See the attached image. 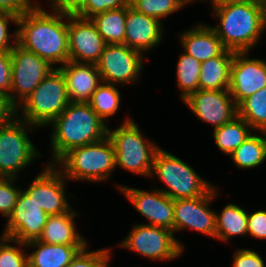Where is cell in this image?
I'll return each mask as SVG.
<instances>
[{
  "instance_id": "cell-28",
  "label": "cell",
  "mask_w": 266,
  "mask_h": 267,
  "mask_svg": "<svg viewBox=\"0 0 266 267\" xmlns=\"http://www.w3.org/2000/svg\"><path fill=\"white\" fill-rule=\"evenodd\" d=\"M90 19L106 44H124L126 7L101 12Z\"/></svg>"
},
{
  "instance_id": "cell-42",
  "label": "cell",
  "mask_w": 266,
  "mask_h": 267,
  "mask_svg": "<svg viewBox=\"0 0 266 267\" xmlns=\"http://www.w3.org/2000/svg\"><path fill=\"white\" fill-rule=\"evenodd\" d=\"M51 10L74 14L86 0H46Z\"/></svg>"
},
{
  "instance_id": "cell-5",
  "label": "cell",
  "mask_w": 266,
  "mask_h": 267,
  "mask_svg": "<svg viewBox=\"0 0 266 267\" xmlns=\"http://www.w3.org/2000/svg\"><path fill=\"white\" fill-rule=\"evenodd\" d=\"M69 103L64 75L55 68L16 107V116L38 129L48 127Z\"/></svg>"
},
{
  "instance_id": "cell-27",
  "label": "cell",
  "mask_w": 266,
  "mask_h": 267,
  "mask_svg": "<svg viewBox=\"0 0 266 267\" xmlns=\"http://www.w3.org/2000/svg\"><path fill=\"white\" fill-rule=\"evenodd\" d=\"M254 130L239 115L221 127L212 130L218 149L226 155L235 151Z\"/></svg>"
},
{
  "instance_id": "cell-30",
  "label": "cell",
  "mask_w": 266,
  "mask_h": 267,
  "mask_svg": "<svg viewBox=\"0 0 266 267\" xmlns=\"http://www.w3.org/2000/svg\"><path fill=\"white\" fill-rule=\"evenodd\" d=\"M238 115L254 131L266 132V86L238 105Z\"/></svg>"
},
{
  "instance_id": "cell-34",
  "label": "cell",
  "mask_w": 266,
  "mask_h": 267,
  "mask_svg": "<svg viewBox=\"0 0 266 267\" xmlns=\"http://www.w3.org/2000/svg\"><path fill=\"white\" fill-rule=\"evenodd\" d=\"M88 247L81 250L66 267H110L112 248L89 251Z\"/></svg>"
},
{
  "instance_id": "cell-39",
  "label": "cell",
  "mask_w": 266,
  "mask_h": 267,
  "mask_svg": "<svg viewBox=\"0 0 266 267\" xmlns=\"http://www.w3.org/2000/svg\"><path fill=\"white\" fill-rule=\"evenodd\" d=\"M232 257V267H266L264 259L255 250L240 248Z\"/></svg>"
},
{
  "instance_id": "cell-4",
  "label": "cell",
  "mask_w": 266,
  "mask_h": 267,
  "mask_svg": "<svg viewBox=\"0 0 266 267\" xmlns=\"http://www.w3.org/2000/svg\"><path fill=\"white\" fill-rule=\"evenodd\" d=\"M55 166L69 182H106L116 170L115 150L106 136L97 142L71 149Z\"/></svg>"
},
{
  "instance_id": "cell-29",
  "label": "cell",
  "mask_w": 266,
  "mask_h": 267,
  "mask_svg": "<svg viewBox=\"0 0 266 267\" xmlns=\"http://www.w3.org/2000/svg\"><path fill=\"white\" fill-rule=\"evenodd\" d=\"M177 87L180 89V100H185L190 94L199 90L201 62L182 52L176 66Z\"/></svg>"
},
{
  "instance_id": "cell-38",
  "label": "cell",
  "mask_w": 266,
  "mask_h": 267,
  "mask_svg": "<svg viewBox=\"0 0 266 267\" xmlns=\"http://www.w3.org/2000/svg\"><path fill=\"white\" fill-rule=\"evenodd\" d=\"M248 235L255 239L266 240V210L248 212Z\"/></svg>"
},
{
  "instance_id": "cell-13",
  "label": "cell",
  "mask_w": 266,
  "mask_h": 267,
  "mask_svg": "<svg viewBox=\"0 0 266 267\" xmlns=\"http://www.w3.org/2000/svg\"><path fill=\"white\" fill-rule=\"evenodd\" d=\"M67 179L55 165L46 164L33 182L22 189L48 215H60L73 207L67 198Z\"/></svg>"
},
{
  "instance_id": "cell-20",
  "label": "cell",
  "mask_w": 266,
  "mask_h": 267,
  "mask_svg": "<svg viewBox=\"0 0 266 267\" xmlns=\"http://www.w3.org/2000/svg\"><path fill=\"white\" fill-rule=\"evenodd\" d=\"M58 69L64 75L70 102L88 103L103 83L96 64L68 61Z\"/></svg>"
},
{
  "instance_id": "cell-44",
  "label": "cell",
  "mask_w": 266,
  "mask_h": 267,
  "mask_svg": "<svg viewBox=\"0 0 266 267\" xmlns=\"http://www.w3.org/2000/svg\"><path fill=\"white\" fill-rule=\"evenodd\" d=\"M246 2H263V0H216V6Z\"/></svg>"
},
{
  "instance_id": "cell-2",
  "label": "cell",
  "mask_w": 266,
  "mask_h": 267,
  "mask_svg": "<svg viewBox=\"0 0 266 267\" xmlns=\"http://www.w3.org/2000/svg\"><path fill=\"white\" fill-rule=\"evenodd\" d=\"M218 25L210 27L217 34L225 49L249 52L261 42L266 29L263 2H246L219 5L210 8ZM259 41V42H258Z\"/></svg>"
},
{
  "instance_id": "cell-18",
  "label": "cell",
  "mask_w": 266,
  "mask_h": 267,
  "mask_svg": "<svg viewBox=\"0 0 266 267\" xmlns=\"http://www.w3.org/2000/svg\"><path fill=\"white\" fill-rule=\"evenodd\" d=\"M248 53L235 52L232 59L229 91L237 105L266 86V60Z\"/></svg>"
},
{
  "instance_id": "cell-22",
  "label": "cell",
  "mask_w": 266,
  "mask_h": 267,
  "mask_svg": "<svg viewBox=\"0 0 266 267\" xmlns=\"http://www.w3.org/2000/svg\"><path fill=\"white\" fill-rule=\"evenodd\" d=\"M29 267H66L87 245L48 244L38 240L25 243ZM35 248V250L33 249Z\"/></svg>"
},
{
  "instance_id": "cell-8",
  "label": "cell",
  "mask_w": 266,
  "mask_h": 267,
  "mask_svg": "<svg viewBox=\"0 0 266 267\" xmlns=\"http://www.w3.org/2000/svg\"><path fill=\"white\" fill-rule=\"evenodd\" d=\"M37 129L17 116L0 128V177L18 179L24 168L43 156L28 135Z\"/></svg>"
},
{
  "instance_id": "cell-23",
  "label": "cell",
  "mask_w": 266,
  "mask_h": 267,
  "mask_svg": "<svg viewBox=\"0 0 266 267\" xmlns=\"http://www.w3.org/2000/svg\"><path fill=\"white\" fill-rule=\"evenodd\" d=\"M79 212L71 209L60 215L49 216L38 241L48 244L89 245L77 230L74 219Z\"/></svg>"
},
{
  "instance_id": "cell-33",
  "label": "cell",
  "mask_w": 266,
  "mask_h": 267,
  "mask_svg": "<svg viewBox=\"0 0 266 267\" xmlns=\"http://www.w3.org/2000/svg\"><path fill=\"white\" fill-rule=\"evenodd\" d=\"M24 247L23 242L0 236V267H29L28 253Z\"/></svg>"
},
{
  "instance_id": "cell-31",
  "label": "cell",
  "mask_w": 266,
  "mask_h": 267,
  "mask_svg": "<svg viewBox=\"0 0 266 267\" xmlns=\"http://www.w3.org/2000/svg\"><path fill=\"white\" fill-rule=\"evenodd\" d=\"M121 94L113 84L102 83L88 102L93 111L105 122L119 111Z\"/></svg>"
},
{
  "instance_id": "cell-35",
  "label": "cell",
  "mask_w": 266,
  "mask_h": 267,
  "mask_svg": "<svg viewBox=\"0 0 266 267\" xmlns=\"http://www.w3.org/2000/svg\"><path fill=\"white\" fill-rule=\"evenodd\" d=\"M16 181V178L0 177V213L5 218L11 215L22 190L15 184Z\"/></svg>"
},
{
  "instance_id": "cell-3",
  "label": "cell",
  "mask_w": 266,
  "mask_h": 267,
  "mask_svg": "<svg viewBox=\"0 0 266 267\" xmlns=\"http://www.w3.org/2000/svg\"><path fill=\"white\" fill-rule=\"evenodd\" d=\"M50 125V165H55L71 149L102 140L109 128L89 103L82 102H70Z\"/></svg>"
},
{
  "instance_id": "cell-12",
  "label": "cell",
  "mask_w": 266,
  "mask_h": 267,
  "mask_svg": "<svg viewBox=\"0 0 266 267\" xmlns=\"http://www.w3.org/2000/svg\"><path fill=\"white\" fill-rule=\"evenodd\" d=\"M219 189L214 186L203 196L174 200L173 233L191 229L215 239L216 212L211 204L218 197Z\"/></svg>"
},
{
  "instance_id": "cell-26",
  "label": "cell",
  "mask_w": 266,
  "mask_h": 267,
  "mask_svg": "<svg viewBox=\"0 0 266 267\" xmlns=\"http://www.w3.org/2000/svg\"><path fill=\"white\" fill-rule=\"evenodd\" d=\"M229 156L238 169L250 170L262 165L266 160V132L254 131Z\"/></svg>"
},
{
  "instance_id": "cell-7",
  "label": "cell",
  "mask_w": 266,
  "mask_h": 267,
  "mask_svg": "<svg viewBox=\"0 0 266 267\" xmlns=\"http://www.w3.org/2000/svg\"><path fill=\"white\" fill-rule=\"evenodd\" d=\"M159 178L167 189H158L172 200L197 198L214 185L202 178L187 162L160 148L154 158L151 178Z\"/></svg>"
},
{
  "instance_id": "cell-37",
  "label": "cell",
  "mask_w": 266,
  "mask_h": 267,
  "mask_svg": "<svg viewBox=\"0 0 266 267\" xmlns=\"http://www.w3.org/2000/svg\"><path fill=\"white\" fill-rule=\"evenodd\" d=\"M17 25L18 17L8 12H0V51L10 52L17 44V29L10 35L9 26Z\"/></svg>"
},
{
  "instance_id": "cell-15",
  "label": "cell",
  "mask_w": 266,
  "mask_h": 267,
  "mask_svg": "<svg viewBox=\"0 0 266 267\" xmlns=\"http://www.w3.org/2000/svg\"><path fill=\"white\" fill-rule=\"evenodd\" d=\"M48 217L41 207L21 190L1 236L23 243L38 240Z\"/></svg>"
},
{
  "instance_id": "cell-11",
  "label": "cell",
  "mask_w": 266,
  "mask_h": 267,
  "mask_svg": "<svg viewBox=\"0 0 266 267\" xmlns=\"http://www.w3.org/2000/svg\"><path fill=\"white\" fill-rule=\"evenodd\" d=\"M145 56L125 44H106L96 66L103 83L135 84L143 72Z\"/></svg>"
},
{
  "instance_id": "cell-45",
  "label": "cell",
  "mask_w": 266,
  "mask_h": 267,
  "mask_svg": "<svg viewBox=\"0 0 266 267\" xmlns=\"http://www.w3.org/2000/svg\"><path fill=\"white\" fill-rule=\"evenodd\" d=\"M197 1H199V0H179L180 4L183 7L185 5H188V4H191L192 2L194 3V2H197ZM200 1H204L205 3H206V1H207V3L210 1L209 3H210V7L211 8L214 7V6H216V0H200Z\"/></svg>"
},
{
  "instance_id": "cell-46",
  "label": "cell",
  "mask_w": 266,
  "mask_h": 267,
  "mask_svg": "<svg viewBox=\"0 0 266 267\" xmlns=\"http://www.w3.org/2000/svg\"><path fill=\"white\" fill-rule=\"evenodd\" d=\"M263 3H264L265 15H266V0H263Z\"/></svg>"
},
{
  "instance_id": "cell-36",
  "label": "cell",
  "mask_w": 266,
  "mask_h": 267,
  "mask_svg": "<svg viewBox=\"0 0 266 267\" xmlns=\"http://www.w3.org/2000/svg\"><path fill=\"white\" fill-rule=\"evenodd\" d=\"M129 5L130 0H86L74 14L83 18H91L98 13Z\"/></svg>"
},
{
  "instance_id": "cell-32",
  "label": "cell",
  "mask_w": 266,
  "mask_h": 267,
  "mask_svg": "<svg viewBox=\"0 0 266 267\" xmlns=\"http://www.w3.org/2000/svg\"><path fill=\"white\" fill-rule=\"evenodd\" d=\"M130 6L136 11L154 17L162 22V18L169 17L184 7L179 0H130Z\"/></svg>"
},
{
  "instance_id": "cell-19",
  "label": "cell",
  "mask_w": 266,
  "mask_h": 267,
  "mask_svg": "<svg viewBox=\"0 0 266 267\" xmlns=\"http://www.w3.org/2000/svg\"><path fill=\"white\" fill-rule=\"evenodd\" d=\"M163 25L158 19L126 6L124 44L145 55L163 41Z\"/></svg>"
},
{
  "instance_id": "cell-41",
  "label": "cell",
  "mask_w": 266,
  "mask_h": 267,
  "mask_svg": "<svg viewBox=\"0 0 266 267\" xmlns=\"http://www.w3.org/2000/svg\"><path fill=\"white\" fill-rule=\"evenodd\" d=\"M37 3L38 0H0V12H8L20 17Z\"/></svg>"
},
{
  "instance_id": "cell-40",
  "label": "cell",
  "mask_w": 266,
  "mask_h": 267,
  "mask_svg": "<svg viewBox=\"0 0 266 267\" xmlns=\"http://www.w3.org/2000/svg\"><path fill=\"white\" fill-rule=\"evenodd\" d=\"M12 79L10 52L0 51V94L9 97Z\"/></svg>"
},
{
  "instance_id": "cell-14",
  "label": "cell",
  "mask_w": 266,
  "mask_h": 267,
  "mask_svg": "<svg viewBox=\"0 0 266 267\" xmlns=\"http://www.w3.org/2000/svg\"><path fill=\"white\" fill-rule=\"evenodd\" d=\"M183 103L202 122L213 125V130L238 116V105L227 90H198Z\"/></svg>"
},
{
  "instance_id": "cell-6",
  "label": "cell",
  "mask_w": 266,
  "mask_h": 267,
  "mask_svg": "<svg viewBox=\"0 0 266 267\" xmlns=\"http://www.w3.org/2000/svg\"><path fill=\"white\" fill-rule=\"evenodd\" d=\"M129 116L114 130L108 128L107 136L115 150L116 168L150 177L157 151L161 148L139 129Z\"/></svg>"
},
{
  "instance_id": "cell-17",
  "label": "cell",
  "mask_w": 266,
  "mask_h": 267,
  "mask_svg": "<svg viewBox=\"0 0 266 267\" xmlns=\"http://www.w3.org/2000/svg\"><path fill=\"white\" fill-rule=\"evenodd\" d=\"M105 45L90 18L68 14L69 61L96 64Z\"/></svg>"
},
{
  "instance_id": "cell-43",
  "label": "cell",
  "mask_w": 266,
  "mask_h": 267,
  "mask_svg": "<svg viewBox=\"0 0 266 267\" xmlns=\"http://www.w3.org/2000/svg\"><path fill=\"white\" fill-rule=\"evenodd\" d=\"M15 117L16 107L7 96L0 94V128L7 125Z\"/></svg>"
},
{
  "instance_id": "cell-21",
  "label": "cell",
  "mask_w": 266,
  "mask_h": 267,
  "mask_svg": "<svg viewBox=\"0 0 266 267\" xmlns=\"http://www.w3.org/2000/svg\"><path fill=\"white\" fill-rule=\"evenodd\" d=\"M178 37L182 51L201 63L219 56L225 50L221 40L208 24L199 22L196 26L180 32Z\"/></svg>"
},
{
  "instance_id": "cell-1",
  "label": "cell",
  "mask_w": 266,
  "mask_h": 267,
  "mask_svg": "<svg viewBox=\"0 0 266 267\" xmlns=\"http://www.w3.org/2000/svg\"><path fill=\"white\" fill-rule=\"evenodd\" d=\"M16 27L17 44L22 48L35 53L54 68L69 61L68 13L54 10L48 13L38 2L18 17Z\"/></svg>"
},
{
  "instance_id": "cell-24",
  "label": "cell",
  "mask_w": 266,
  "mask_h": 267,
  "mask_svg": "<svg viewBox=\"0 0 266 267\" xmlns=\"http://www.w3.org/2000/svg\"><path fill=\"white\" fill-rule=\"evenodd\" d=\"M234 51L225 49L219 56L201 63L199 90H227Z\"/></svg>"
},
{
  "instance_id": "cell-25",
  "label": "cell",
  "mask_w": 266,
  "mask_h": 267,
  "mask_svg": "<svg viewBox=\"0 0 266 267\" xmlns=\"http://www.w3.org/2000/svg\"><path fill=\"white\" fill-rule=\"evenodd\" d=\"M248 211L237 204L229 203L216 213L215 239L228 243L231 237L248 235Z\"/></svg>"
},
{
  "instance_id": "cell-16",
  "label": "cell",
  "mask_w": 266,
  "mask_h": 267,
  "mask_svg": "<svg viewBox=\"0 0 266 267\" xmlns=\"http://www.w3.org/2000/svg\"><path fill=\"white\" fill-rule=\"evenodd\" d=\"M120 194L130 201L132 206L149 221L147 225L166 228L173 231L174 200L158 188L151 191L136 189L121 184L116 185Z\"/></svg>"
},
{
  "instance_id": "cell-10",
  "label": "cell",
  "mask_w": 266,
  "mask_h": 267,
  "mask_svg": "<svg viewBox=\"0 0 266 267\" xmlns=\"http://www.w3.org/2000/svg\"><path fill=\"white\" fill-rule=\"evenodd\" d=\"M12 79L9 100L17 107L55 68L18 44L10 51Z\"/></svg>"
},
{
  "instance_id": "cell-9",
  "label": "cell",
  "mask_w": 266,
  "mask_h": 267,
  "mask_svg": "<svg viewBox=\"0 0 266 267\" xmlns=\"http://www.w3.org/2000/svg\"><path fill=\"white\" fill-rule=\"evenodd\" d=\"M118 246L155 261L176 260L185 248L173 231L144 223L134 225Z\"/></svg>"
}]
</instances>
